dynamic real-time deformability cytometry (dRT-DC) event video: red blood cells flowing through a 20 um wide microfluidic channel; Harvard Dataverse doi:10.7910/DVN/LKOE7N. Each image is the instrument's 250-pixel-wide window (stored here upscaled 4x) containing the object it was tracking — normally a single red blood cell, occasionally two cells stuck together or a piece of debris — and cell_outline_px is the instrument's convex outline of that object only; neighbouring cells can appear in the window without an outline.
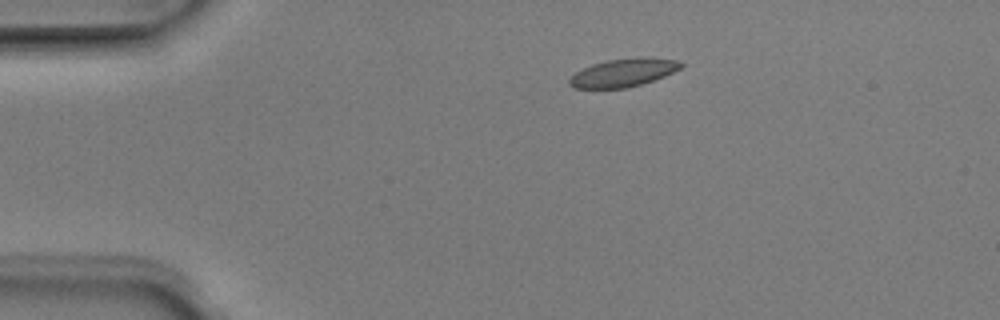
{"species": "Egyptian fruit bat (a non-hibernating species)", "species_latin": "Rousettus aegyptiacus", "temperature_condition": "room temperature", "stored_images_in_passage": 3, "camera_frame_rate_fps": 3000, "um_per_image_px": 0.085, "animal": {"sex": "male"}, "frame": {"image": 1, "passage_image": 1, "time_ms": 0.0, "image_size_px": [1000, 320], "cell_outline_px": [[684, 64], [680, 68], [664, 76], [640, 84], [624, 88], [576, 88], [568, 84], [568, 80], [576, 72], [592, 64], [608, 60], [640, 56], [676, 60]], "centroid_in_image_um": [52.97, 6.16], "position_along_channel_um": 32.0, "area_um2": 18.03}}
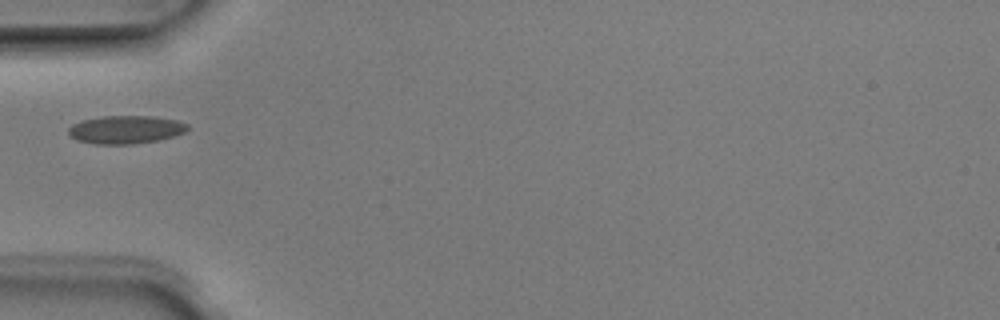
{"frame": {"image": 2, "passage_image": 3, "time_ms": 0.667, "image_size_px": [1000, 320], "cell_outline_px": [[188, 128], [184, 132], [172, 136], [156, 140], [132, 144], [96, 144], [76, 140], [68, 136], [68, 128], [72, 124], [84, 120], [104, 116], [156, 116], [176, 120], [188, 124]], "centroid_in_image_um": [10.65, 11.01], "position_along_channel_um": 74.4, "area_um2": 19.42}}